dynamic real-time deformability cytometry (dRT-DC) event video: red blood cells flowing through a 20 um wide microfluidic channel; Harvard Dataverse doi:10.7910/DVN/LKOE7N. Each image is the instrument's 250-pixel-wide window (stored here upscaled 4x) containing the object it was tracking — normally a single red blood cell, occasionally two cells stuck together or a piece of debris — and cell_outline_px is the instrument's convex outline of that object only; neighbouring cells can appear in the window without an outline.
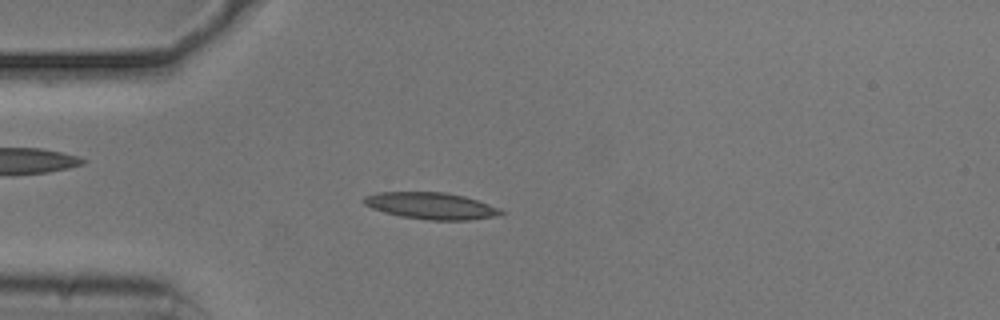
{"species": "common noctule bat (a hibernating species)", "species_latin": "Nyctalus noctula", "temperature_condition": "cold", "stored_images_in_passage": 19, "camera_frame_rate_fps": 3000, "um_per_image_px": 0.085, "animal": {"sex": "male", "body_mass_g": 20.5, "forearm_length_mm": 52.5}, "frame": {"image": 1, "passage_image": 13, "time_ms": 4.0, "image_size_px": [1000, 320], "cell_outline_px": [[504, 212], [500, 216], [468, 220], [428, 220], [400, 216], [384, 212], [372, 208], [364, 204], [364, 196], [376, 192], [444, 192], [464, 196], [500, 208]], "centroid_in_image_um": [36.65, 17.5], "position_along_channel_um": 48.3, "area_um2": 21.33}}
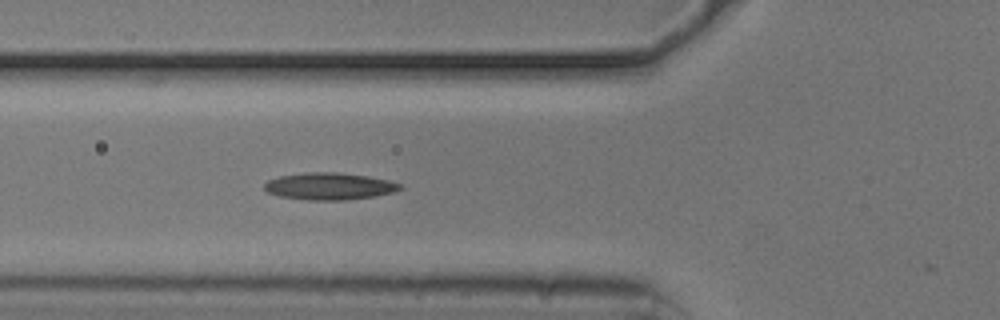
{"frame": {"image": 2, "passage_image": 18, "time_ms": 5.667, "image_size_px": [1000, 320], "cell_outline_px": [[404, 188], [396, 192], [376, 196], [348, 200], [308, 200], [280, 196], [268, 192], [264, 188], [264, 184], [268, 180], [280, 176], [304, 172], [340, 172], [368, 176], [388, 180], [400, 184]], "centroid_in_image_um": [28.03, 15.83], "position_along_channel_um": 97.8, "area_um2": 21.56}}